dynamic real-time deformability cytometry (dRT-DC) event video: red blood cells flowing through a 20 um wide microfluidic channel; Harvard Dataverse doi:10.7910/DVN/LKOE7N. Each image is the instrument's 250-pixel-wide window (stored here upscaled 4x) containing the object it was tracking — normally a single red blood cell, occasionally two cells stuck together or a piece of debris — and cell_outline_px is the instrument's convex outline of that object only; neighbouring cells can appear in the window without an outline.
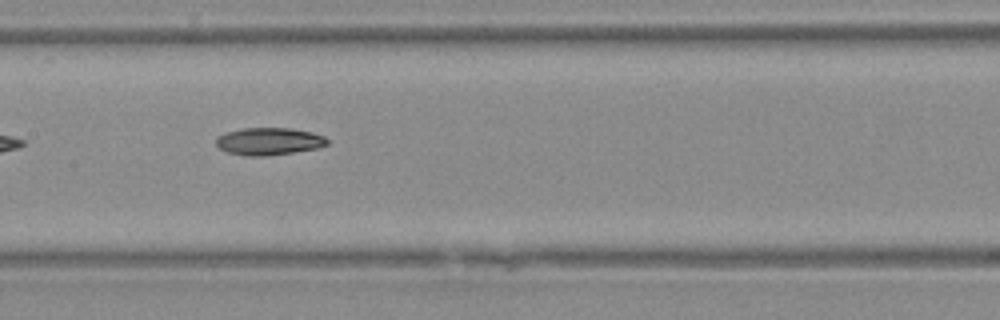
{"species": "Egyptian fruit bat (a non-hibernating species)", "species_latin": "Rousettus aegyptiacus", "temperature_condition": "warm", "stored_images_in_passage": 4, "camera_frame_rate_fps": 3000, "um_per_image_px": 0.085, "animal": {"sex": "female"}, "frame": {"image": 1, "passage_image": 4, "time_ms": 1.0, "image_size_px": [1000, 320], "cell_outline_px": [[328, 144], [316, 148], [292, 152], [264, 156], [244, 156], [228, 152], [220, 148], [216, 144], [216, 136], [224, 132], [244, 128], [292, 128], [312, 132], [324, 136], [328, 140]], "centroid_in_image_um": [22.83, 12.0], "position_along_channel_um": 184.6, "area_um2": 17.74}}